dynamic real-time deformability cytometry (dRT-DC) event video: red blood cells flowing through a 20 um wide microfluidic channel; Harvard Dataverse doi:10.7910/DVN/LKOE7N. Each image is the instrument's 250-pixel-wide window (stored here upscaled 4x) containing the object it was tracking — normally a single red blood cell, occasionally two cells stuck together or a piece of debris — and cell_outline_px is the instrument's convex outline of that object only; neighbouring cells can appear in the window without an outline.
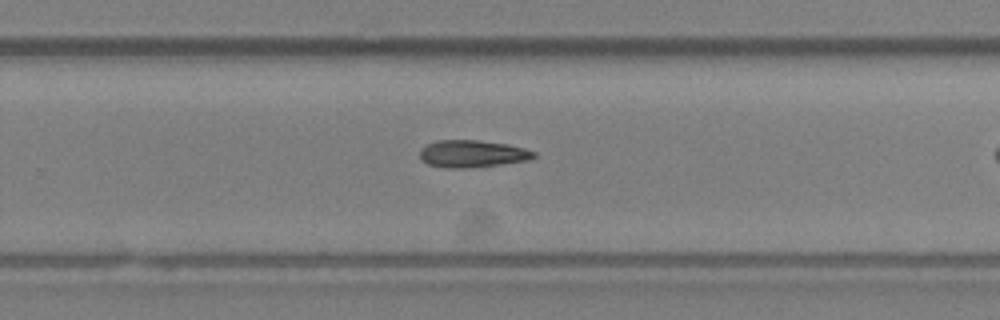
{"species": "Egyptian fruit bat (a non-hibernating species)", "species_latin": "Rousettus aegyptiacus", "temperature_condition": "room temperature", "stored_images_in_passage": 25, "camera_frame_rate_fps": 3000, "um_per_image_px": 0.085, "animal": {"sex": "female"}, "frame": {"image": 1, "passage_image": 18, "time_ms": 5.667, "image_size_px": [1000, 320], "cell_outline_px": [[536, 156], [528, 160], [464, 168], [448, 168], [428, 164], [420, 160], [420, 148], [436, 140], [476, 140], [508, 144], [524, 148], [536, 152]], "centroid_in_image_um": [40.11, 13.06], "position_along_channel_um": 289.7, "area_um2": 17.92}}